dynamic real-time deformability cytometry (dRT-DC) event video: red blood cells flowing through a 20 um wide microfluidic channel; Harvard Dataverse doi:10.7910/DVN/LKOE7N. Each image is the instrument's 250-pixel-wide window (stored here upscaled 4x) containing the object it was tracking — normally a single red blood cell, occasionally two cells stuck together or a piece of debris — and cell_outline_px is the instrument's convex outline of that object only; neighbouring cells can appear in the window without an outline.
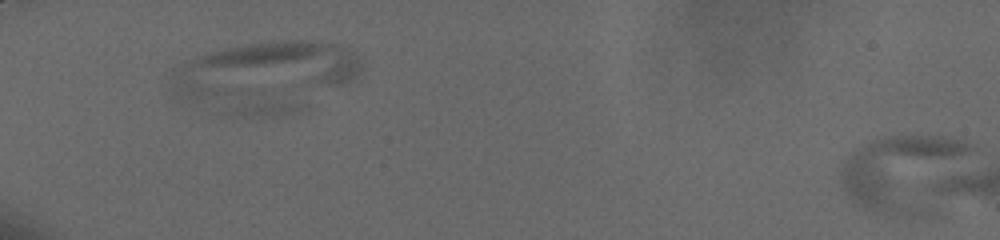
{"species": "human", "species_latin": "Homo sapiens", "temperature_condition": "cold", "stored_images_in_passage": 3, "camera_frame_rate_fps": 3000, "um_per_image_px": 0.085, "donor": {"sex": "male"}, "frame": {"image": 1, "passage_image": 1, "time_ms": 0.0, "image_size_px": [1000, 240], "cell_outline_px": [[968, 148], [932, 212], [884, 212], [868, 208], [860, 204], [844, 188], [840, 172], [848, 160], [860, 148], [876, 140], [892, 136], [940, 136], [960, 140]], "centroid_in_image_um": [76.72, 14.66], "position_along_channel_um": 8.3, "area_um2": 53.41}}